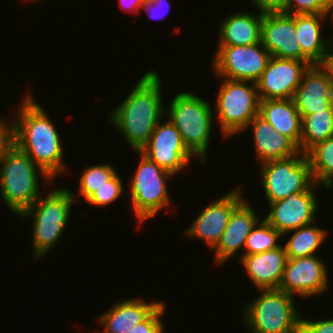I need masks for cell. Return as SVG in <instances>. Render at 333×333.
<instances>
[{
    "mask_svg": "<svg viewBox=\"0 0 333 333\" xmlns=\"http://www.w3.org/2000/svg\"><path fill=\"white\" fill-rule=\"evenodd\" d=\"M27 94L14 122V144L26 153L51 179L67 170L58 130L47 113Z\"/></svg>",
    "mask_w": 333,
    "mask_h": 333,
    "instance_id": "cell-1",
    "label": "cell"
},
{
    "mask_svg": "<svg viewBox=\"0 0 333 333\" xmlns=\"http://www.w3.org/2000/svg\"><path fill=\"white\" fill-rule=\"evenodd\" d=\"M161 80L154 70L146 72L126 99L110 113V123L123 134L127 145L141 151L165 116Z\"/></svg>",
    "mask_w": 333,
    "mask_h": 333,
    "instance_id": "cell-2",
    "label": "cell"
},
{
    "mask_svg": "<svg viewBox=\"0 0 333 333\" xmlns=\"http://www.w3.org/2000/svg\"><path fill=\"white\" fill-rule=\"evenodd\" d=\"M0 165L1 197L14 215L19 216L41 196L37 175L40 173L47 183L52 179L15 144L0 155Z\"/></svg>",
    "mask_w": 333,
    "mask_h": 333,
    "instance_id": "cell-3",
    "label": "cell"
},
{
    "mask_svg": "<svg viewBox=\"0 0 333 333\" xmlns=\"http://www.w3.org/2000/svg\"><path fill=\"white\" fill-rule=\"evenodd\" d=\"M68 188L50 191L45 198L38 200L19 216L33 219L34 257L41 259L59 241L68 220H70L72 204L76 198Z\"/></svg>",
    "mask_w": 333,
    "mask_h": 333,
    "instance_id": "cell-4",
    "label": "cell"
},
{
    "mask_svg": "<svg viewBox=\"0 0 333 333\" xmlns=\"http://www.w3.org/2000/svg\"><path fill=\"white\" fill-rule=\"evenodd\" d=\"M170 103L165 114L181 134L188 150L204 164L214 117L210 104L190 92L177 94Z\"/></svg>",
    "mask_w": 333,
    "mask_h": 333,
    "instance_id": "cell-5",
    "label": "cell"
},
{
    "mask_svg": "<svg viewBox=\"0 0 333 333\" xmlns=\"http://www.w3.org/2000/svg\"><path fill=\"white\" fill-rule=\"evenodd\" d=\"M259 291L262 295L244 307L245 326L252 333H300L301 317L294 296L279 289Z\"/></svg>",
    "mask_w": 333,
    "mask_h": 333,
    "instance_id": "cell-6",
    "label": "cell"
},
{
    "mask_svg": "<svg viewBox=\"0 0 333 333\" xmlns=\"http://www.w3.org/2000/svg\"><path fill=\"white\" fill-rule=\"evenodd\" d=\"M217 94L215 110L223 137L247 129L250 121L259 114L260 98L256 83L223 78Z\"/></svg>",
    "mask_w": 333,
    "mask_h": 333,
    "instance_id": "cell-7",
    "label": "cell"
},
{
    "mask_svg": "<svg viewBox=\"0 0 333 333\" xmlns=\"http://www.w3.org/2000/svg\"><path fill=\"white\" fill-rule=\"evenodd\" d=\"M136 153L140 155L141 160L132 176L129 189L133 211L141 223L152 219L170 204L166 179L174 175L159 167L142 152L136 151Z\"/></svg>",
    "mask_w": 333,
    "mask_h": 333,
    "instance_id": "cell-8",
    "label": "cell"
},
{
    "mask_svg": "<svg viewBox=\"0 0 333 333\" xmlns=\"http://www.w3.org/2000/svg\"><path fill=\"white\" fill-rule=\"evenodd\" d=\"M260 176L268 204L287 198L294 192L308 191L314 184L305 153L261 164Z\"/></svg>",
    "mask_w": 333,
    "mask_h": 333,
    "instance_id": "cell-9",
    "label": "cell"
},
{
    "mask_svg": "<svg viewBox=\"0 0 333 333\" xmlns=\"http://www.w3.org/2000/svg\"><path fill=\"white\" fill-rule=\"evenodd\" d=\"M214 57L212 64L216 76L256 83L271 55L259 42L252 45L218 46Z\"/></svg>",
    "mask_w": 333,
    "mask_h": 333,
    "instance_id": "cell-10",
    "label": "cell"
},
{
    "mask_svg": "<svg viewBox=\"0 0 333 333\" xmlns=\"http://www.w3.org/2000/svg\"><path fill=\"white\" fill-rule=\"evenodd\" d=\"M140 152L173 175L183 171L184 167H189V161L194 156L170 120L157 124Z\"/></svg>",
    "mask_w": 333,
    "mask_h": 333,
    "instance_id": "cell-11",
    "label": "cell"
},
{
    "mask_svg": "<svg viewBox=\"0 0 333 333\" xmlns=\"http://www.w3.org/2000/svg\"><path fill=\"white\" fill-rule=\"evenodd\" d=\"M326 265L317 255L287 258L279 290L304 298L317 296L327 290Z\"/></svg>",
    "mask_w": 333,
    "mask_h": 333,
    "instance_id": "cell-12",
    "label": "cell"
},
{
    "mask_svg": "<svg viewBox=\"0 0 333 333\" xmlns=\"http://www.w3.org/2000/svg\"><path fill=\"white\" fill-rule=\"evenodd\" d=\"M309 66L300 60L271 56L256 82L260 100L292 99Z\"/></svg>",
    "mask_w": 333,
    "mask_h": 333,
    "instance_id": "cell-13",
    "label": "cell"
},
{
    "mask_svg": "<svg viewBox=\"0 0 333 333\" xmlns=\"http://www.w3.org/2000/svg\"><path fill=\"white\" fill-rule=\"evenodd\" d=\"M260 42L271 56L296 59L310 66L314 65L300 48L294 14L284 12L263 14Z\"/></svg>",
    "mask_w": 333,
    "mask_h": 333,
    "instance_id": "cell-14",
    "label": "cell"
},
{
    "mask_svg": "<svg viewBox=\"0 0 333 333\" xmlns=\"http://www.w3.org/2000/svg\"><path fill=\"white\" fill-rule=\"evenodd\" d=\"M317 186L315 183L308 191L294 192L285 199L269 203L270 212L264 219L282 235L312 224L318 209V199L314 194Z\"/></svg>",
    "mask_w": 333,
    "mask_h": 333,
    "instance_id": "cell-15",
    "label": "cell"
},
{
    "mask_svg": "<svg viewBox=\"0 0 333 333\" xmlns=\"http://www.w3.org/2000/svg\"><path fill=\"white\" fill-rule=\"evenodd\" d=\"M243 200L241 188L238 185L231 192L205 207L190 228L185 231V235L202 239L213 249L224 232L232 211Z\"/></svg>",
    "mask_w": 333,
    "mask_h": 333,
    "instance_id": "cell-16",
    "label": "cell"
},
{
    "mask_svg": "<svg viewBox=\"0 0 333 333\" xmlns=\"http://www.w3.org/2000/svg\"><path fill=\"white\" fill-rule=\"evenodd\" d=\"M301 117L332 108L333 84L317 64L304 72L292 98Z\"/></svg>",
    "mask_w": 333,
    "mask_h": 333,
    "instance_id": "cell-17",
    "label": "cell"
},
{
    "mask_svg": "<svg viewBox=\"0 0 333 333\" xmlns=\"http://www.w3.org/2000/svg\"><path fill=\"white\" fill-rule=\"evenodd\" d=\"M249 202L243 200L231 213L228 224L222 233L215 251V264L219 265L233 258L239 249L244 248L246 238L258 222L259 217Z\"/></svg>",
    "mask_w": 333,
    "mask_h": 333,
    "instance_id": "cell-18",
    "label": "cell"
},
{
    "mask_svg": "<svg viewBox=\"0 0 333 333\" xmlns=\"http://www.w3.org/2000/svg\"><path fill=\"white\" fill-rule=\"evenodd\" d=\"M240 258V263L258 290L279 288L287 261L284 246Z\"/></svg>",
    "mask_w": 333,
    "mask_h": 333,
    "instance_id": "cell-19",
    "label": "cell"
},
{
    "mask_svg": "<svg viewBox=\"0 0 333 333\" xmlns=\"http://www.w3.org/2000/svg\"><path fill=\"white\" fill-rule=\"evenodd\" d=\"M250 127L253 128L256 157L261 164L271 160L290 158L300 152L290 138L275 130L259 114L247 125V128Z\"/></svg>",
    "mask_w": 333,
    "mask_h": 333,
    "instance_id": "cell-20",
    "label": "cell"
},
{
    "mask_svg": "<svg viewBox=\"0 0 333 333\" xmlns=\"http://www.w3.org/2000/svg\"><path fill=\"white\" fill-rule=\"evenodd\" d=\"M145 301L142 298H132L112 305L111 309L98 318L104 327L102 333H127L143 322L162 303Z\"/></svg>",
    "mask_w": 333,
    "mask_h": 333,
    "instance_id": "cell-21",
    "label": "cell"
},
{
    "mask_svg": "<svg viewBox=\"0 0 333 333\" xmlns=\"http://www.w3.org/2000/svg\"><path fill=\"white\" fill-rule=\"evenodd\" d=\"M256 16L247 12H234L219 26L218 46L252 45L260 42L263 13Z\"/></svg>",
    "mask_w": 333,
    "mask_h": 333,
    "instance_id": "cell-22",
    "label": "cell"
},
{
    "mask_svg": "<svg viewBox=\"0 0 333 333\" xmlns=\"http://www.w3.org/2000/svg\"><path fill=\"white\" fill-rule=\"evenodd\" d=\"M259 115L299 148L302 118L292 99L260 100Z\"/></svg>",
    "mask_w": 333,
    "mask_h": 333,
    "instance_id": "cell-23",
    "label": "cell"
},
{
    "mask_svg": "<svg viewBox=\"0 0 333 333\" xmlns=\"http://www.w3.org/2000/svg\"><path fill=\"white\" fill-rule=\"evenodd\" d=\"M327 15L295 14V29L300 48L313 64H317L321 60L333 40V37H330V40L325 42L321 36V22Z\"/></svg>",
    "mask_w": 333,
    "mask_h": 333,
    "instance_id": "cell-24",
    "label": "cell"
},
{
    "mask_svg": "<svg viewBox=\"0 0 333 333\" xmlns=\"http://www.w3.org/2000/svg\"><path fill=\"white\" fill-rule=\"evenodd\" d=\"M301 118L300 152L306 153L315 144L333 136L332 108Z\"/></svg>",
    "mask_w": 333,
    "mask_h": 333,
    "instance_id": "cell-25",
    "label": "cell"
},
{
    "mask_svg": "<svg viewBox=\"0 0 333 333\" xmlns=\"http://www.w3.org/2000/svg\"><path fill=\"white\" fill-rule=\"evenodd\" d=\"M289 233L294 234L284 246L287 258L316 255L317 249L321 248L320 246L327 236L325 230L317 228L313 224L288 231L283 236Z\"/></svg>",
    "mask_w": 333,
    "mask_h": 333,
    "instance_id": "cell-26",
    "label": "cell"
},
{
    "mask_svg": "<svg viewBox=\"0 0 333 333\" xmlns=\"http://www.w3.org/2000/svg\"><path fill=\"white\" fill-rule=\"evenodd\" d=\"M314 182L327 189L333 186V136L311 147L306 153ZM321 183V184H320Z\"/></svg>",
    "mask_w": 333,
    "mask_h": 333,
    "instance_id": "cell-27",
    "label": "cell"
},
{
    "mask_svg": "<svg viewBox=\"0 0 333 333\" xmlns=\"http://www.w3.org/2000/svg\"><path fill=\"white\" fill-rule=\"evenodd\" d=\"M283 235L272 227L264 218L258 221L246 238L244 255H253L276 249L281 245L278 240Z\"/></svg>",
    "mask_w": 333,
    "mask_h": 333,
    "instance_id": "cell-28",
    "label": "cell"
},
{
    "mask_svg": "<svg viewBox=\"0 0 333 333\" xmlns=\"http://www.w3.org/2000/svg\"><path fill=\"white\" fill-rule=\"evenodd\" d=\"M116 174L112 165L107 163L86 167L79 179V195L86 201L97 189L107 185Z\"/></svg>",
    "mask_w": 333,
    "mask_h": 333,
    "instance_id": "cell-29",
    "label": "cell"
},
{
    "mask_svg": "<svg viewBox=\"0 0 333 333\" xmlns=\"http://www.w3.org/2000/svg\"><path fill=\"white\" fill-rule=\"evenodd\" d=\"M122 183L123 182L117 173L107 182V185L97 189L86 202L95 207L110 205L121 196L124 189Z\"/></svg>",
    "mask_w": 333,
    "mask_h": 333,
    "instance_id": "cell-30",
    "label": "cell"
},
{
    "mask_svg": "<svg viewBox=\"0 0 333 333\" xmlns=\"http://www.w3.org/2000/svg\"><path fill=\"white\" fill-rule=\"evenodd\" d=\"M333 0H286L287 14H328Z\"/></svg>",
    "mask_w": 333,
    "mask_h": 333,
    "instance_id": "cell-31",
    "label": "cell"
},
{
    "mask_svg": "<svg viewBox=\"0 0 333 333\" xmlns=\"http://www.w3.org/2000/svg\"><path fill=\"white\" fill-rule=\"evenodd\" d=\"M164 312L165 305L162 302L143 322L134 326L127 333H163L164 323L161 322V318L165 314Z\"/></svg>",
    "mask_w": 333,
    "mask_h": 333,
    "instance_id": "cell-32",
    "label": "cell"
},
{
    "mask_svg": "<svg viewBox=\"0 0 333 333\" xmlns=\"http://www.w3.org/2000/svg\"><path fill=\"white\" fill-rule=\"evenodd\" d=\"M300 333H333V319L311 321L301 317Z\"/></svg>",
    "mask_w": 333,
    "mask_h": 333,
    "instance_id": "cell-33",
    "label": "cell"
},
{
    "mask_svg": "<svg viewBox=\"0 0 333 333\" xmlns=\"http://www.w3.org/2000/svg\"><path fill=\"white\" fill-rule=\"evenodd\" d=\"M14 144V122L8 123L0 117V155Z\"/></svg>",
    "mask_w": 333,
    "mask_h": 333,
    "instance_id": "cell-34",
    "label": "cell"
},
{
    "mask_svg": "<svg viewBox=\"0 0 333 333\" xmlns=\"http://www.w3.org/2000/svg\"><path fill=\"white\" fill-rule=\"evenodd\" d=\"M260 10V13H285L286 0H251Z\"/></svg>",
    "mask_w": 333,
    "mask_h": 333,
    "instance_id": "cell-35",
    "label": "cell"
},
{
    "mask_svg": "<svg viewBox=\"0 0 333 333\" xmlns=\"http://www.w3.org/2000/svg\"><path fill=\"white\" fill-rule=\"evenodd\" d=\"M165 4L167 5L166 8H168V10H169L170 4H169V2H167V0H145L144 4L142 5L141 10L147 11L148 16L152 19H161L166 16L167 12L164 11L163 12L164 14L156 12V13H158V14H156L155 11H156V8H161V7L166 6ZM160 10H162V9H160Z\"/></svg>",
    "mask_w": 333,
    "mask_h": 333,
    "instance_id": "cell-36",
    "label": "cell"
},
{
    "mask_svg": "<svg viewBox=\"0 0 333 333\" xmlns=\"http://www.w3.org/2000/svg\"><path fill=\"white\" fill-rule=\"evenodd\" d=\"M318 67L325 73L326 78L333 84V44H329L327 52L317 63Z\"/></svg>",
    "mask_w": 333,
    "mask_h": 333,
    "instance_id": "cell-37",
    "label": "cell"
},
{
    "mask_svg": "<svg viewBox=\"0 0 333 333\" xmlns=\"http://www.w3.org/2000/svg\"><path fill=\"white\" fill-rule=\"evenodd\" d=\"M144 2L145 0H119V6L124 11L127 9L128 13L138 14Z\"/></svg>",
    "mask_w": 333,
    "mask_h": 333,
    "instance_id": "cell-38",
    "label": "cell"
},
{
    "mask_svg": "<svg viewBox=\"0 0 333 333\" xmlns=\"http://www.w3.org/2000/svg\"><path fill=\"white\" fill-rule=\"evenodd\" d=\"M331 13V17L333 18V7H332V9L329 11V14Z\"/></svg>",
    "mask_w": 333,
    "mask_h": 333,
    "instance_id": "cell-39",
    "label": "cell"
}]
</instances>
